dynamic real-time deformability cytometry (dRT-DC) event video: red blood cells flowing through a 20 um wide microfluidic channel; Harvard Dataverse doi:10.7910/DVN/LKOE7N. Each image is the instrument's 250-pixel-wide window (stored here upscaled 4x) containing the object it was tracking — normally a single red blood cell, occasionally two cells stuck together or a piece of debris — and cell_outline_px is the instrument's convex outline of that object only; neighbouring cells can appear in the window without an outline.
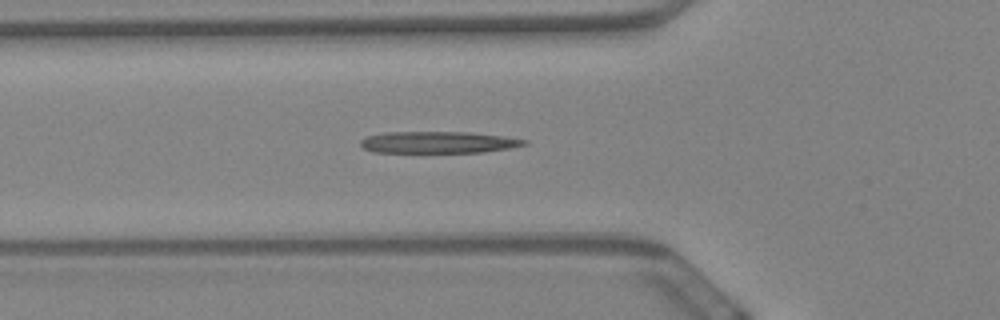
{"species": "Egyptian fruit bat (a non-hibernating species)", "species_latin": "Rousettus aegyptiacus", "temperature_condition": "warm", "stored_images_in_passage": 40, "camera_frame_rate_fps": 3000, "um_per_image_px": 0.085, "animal": {"sex": "female"}, "frame": {"image": 1, "passage_image": 2, "time_ms": 0.333, "image_size_px": [1000, 320], "cell_outline_px": [[528, 144], [508, 148], [484, 152], [372, 152], [364, 148], [360, 144], [360, 140], [368, 136], [384, 132], [468, 132], [500, 136], [528, 140]], "centroid_in_image_um": [37.22, 12.09], "position_along_channel_um": 88.6, "area_um2": 20.52}}
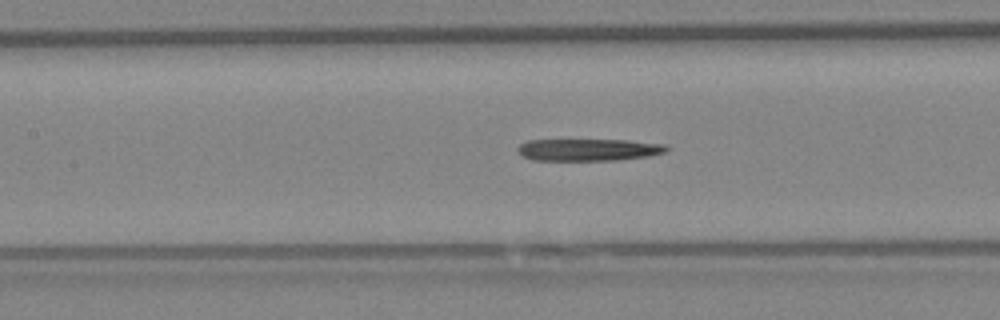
{"frame": {"image": 2, "passage_image": 8, "time_ms": 2.333, "image_size_px": [1000, 320], "cell_outline_px": [[668, 148], [664, 152], [648, 156], [616, 160], [532, 160], [524, 156], [516, 148], [520, 144], [528, 140], [628, 140], [664, 144]], "centroid_in_image_um": [50.01, 12.72], "position_along_channel_um": 157.4, "area_um2": 18.96}}
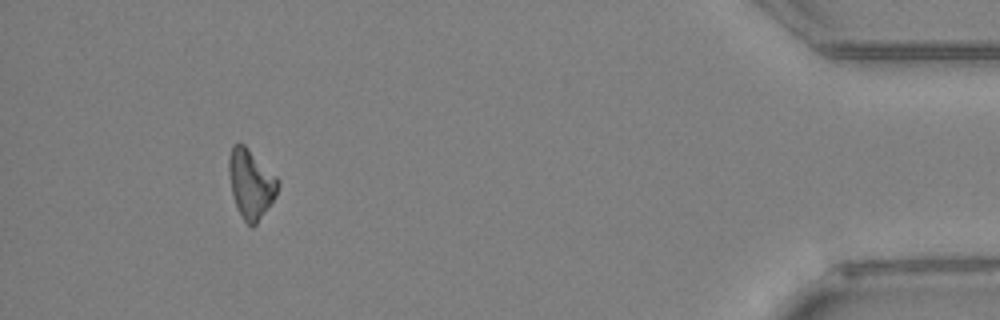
{"frame": {"image": 3, "passage_image": 36, "time_ms": 11.667, "image_size_px": [1000, 320], "cell_outline_px": [[280, 184], [276, 196], [256, 224], [252, 228], [244, 220], [236, 204], [232, 192], [228, 172], [228, 160], [232, 144], [244, 144], [280, 180]], "centroid_in_image_um": [21.33, 15.6], "position_along_channel_um": 413.9, "area_um2": 19.54}}